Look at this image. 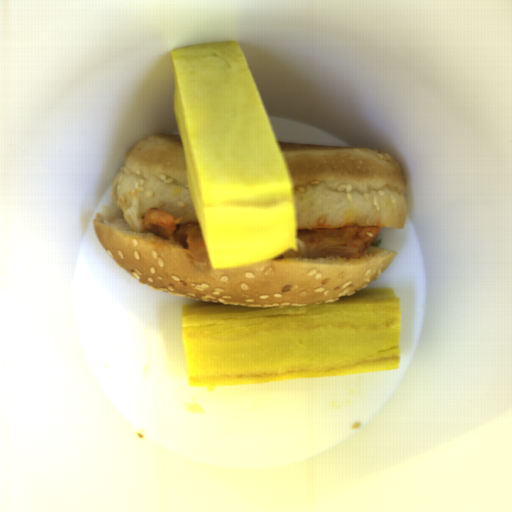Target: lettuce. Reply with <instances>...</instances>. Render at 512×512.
<instances>
[{"label": "lettuce", "mask_w": 512, "mask_h": 512, "mask_svg": "<svg viewBox=\"0 0 512 512\" xmlns=\"http://www.w3.org/2000/svg\"><path fill=\"white\" fill-rule=\"evenodd\" d=\"M380 243V240H374L369 246H376Z\"/></svg>", "instance_id": "lettuce-1"}]
</instances>
